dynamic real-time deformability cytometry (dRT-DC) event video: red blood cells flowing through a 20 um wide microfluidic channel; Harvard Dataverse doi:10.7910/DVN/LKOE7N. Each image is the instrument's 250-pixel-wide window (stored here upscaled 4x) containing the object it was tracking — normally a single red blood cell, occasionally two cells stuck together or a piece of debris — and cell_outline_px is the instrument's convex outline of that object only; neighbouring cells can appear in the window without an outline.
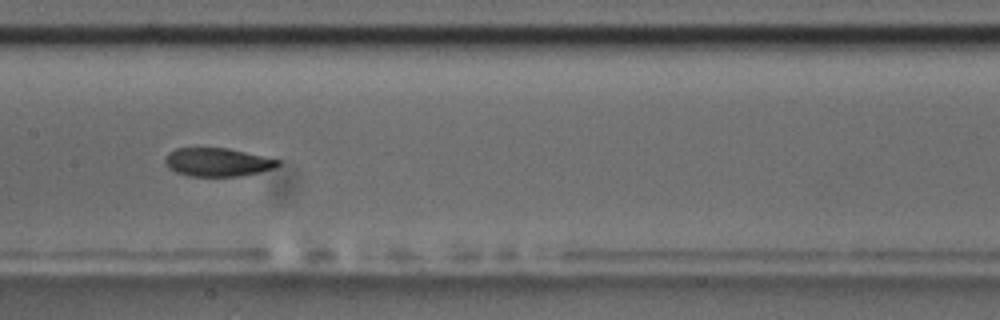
{"species": "common noctule bat (a hibernating species)", "species_latin": "Nyctalus noctula", "temperature_condition": "room temperature", "stored_images_in_passage": 11, "camera_frame_rate_fps": 3000, "um_per_image_px": 0.085, "animal": {"sex": "male", "body_mass_g": 17.5, "forearm_length_mm": 52.3}, "frame": {"image": 1, "passage_image": 7, "time_ms": 2.0, "image_size_px": [1000, 320], "cell_outline_px": [[280, 164], [272, 168], [260, 172], [240, 176], [188, 176], [176, 172], [168, 168], [164, 164], [164, 156], [168, 152], [176, 148], [228, 148], [280, 160]], "centroid_in_image_um": [18.42, 13.78], "position_along_channel_um": 189.0, "area_um2": 18.73}}
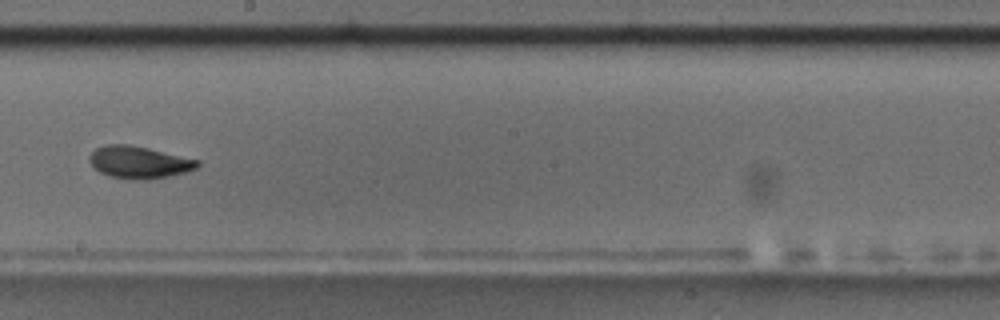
{"frame": {"image": 2, "passage_image": 8, "time_ms": 2.333, "image_size_px": [1000, 320], "cell_outline_px": [[200, 164], [196, 168], [184, 172], [168, 176], [148, 180], [132, 180], [112, 176], [100, 172], [88, 160], [88, 156], [96, 148], [104, 144], [128, 144], [148, 148], [200, 160]], "centroid_in_image_um": [11.81, 13.78], "position_along_channel_um": 236.4, "area_um2": 20.23}}